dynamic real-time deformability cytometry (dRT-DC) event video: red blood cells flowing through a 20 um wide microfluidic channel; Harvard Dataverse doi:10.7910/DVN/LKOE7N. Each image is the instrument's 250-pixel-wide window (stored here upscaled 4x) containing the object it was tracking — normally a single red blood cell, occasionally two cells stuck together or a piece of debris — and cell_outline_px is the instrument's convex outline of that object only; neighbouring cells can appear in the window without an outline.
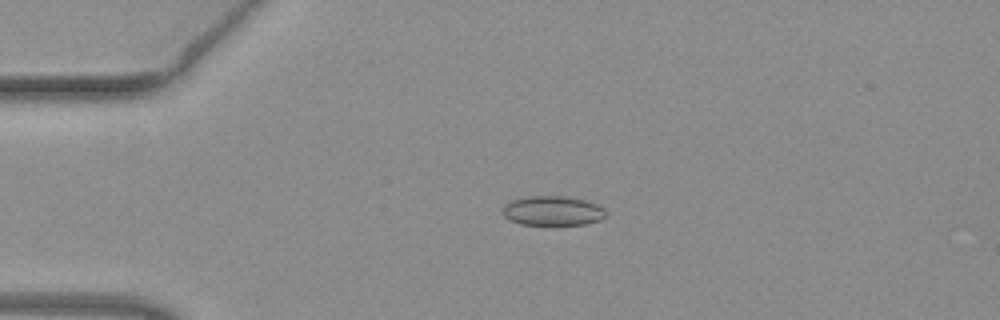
{"species": "common noctule bat (a hibernating species)", "species_latin": "Nyctalus noctula", "temperature_condition": "warm", "stored_images_in_passage": 50, "camera_frame_rate_fps": 3000, "um_per_image_px": 0.085, "animal": {"sex": "female", "body_mass_g": 19.3, "forearm_length_mm": 54.1}, "frame": {"image": 1, "passage_image": 11, "time_ms": 3.333, "image_size_px": [1000, 320], "cell_outline_px": [[608, 212], [600, 220], [584, 224], [520, 224], [508, 220], [500, 212], [504, 204], [512, 200], [524, 196], [568, 196], [584, 200], [596, 204], [604, 208]], "centroid_in_image_um": [46.93, 17.9], "position_along_channel_um": 38.1, "area_um2": 17.92}}
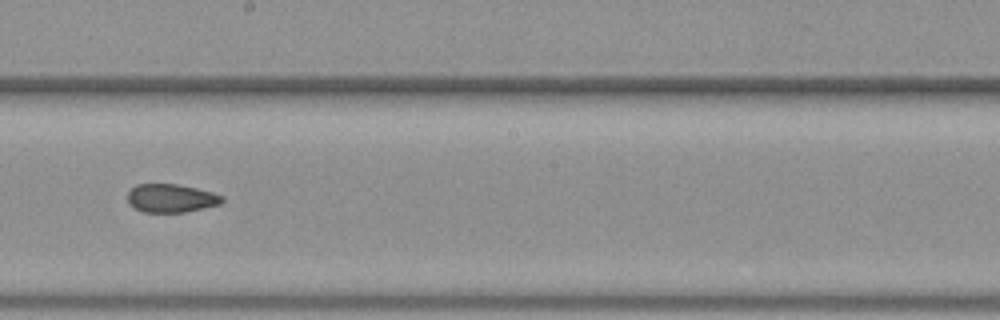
{"frame": {"image": 2, "passage_image": 28, "time_ms": 9.0, "image_size_px": [1000, 320], "cell_outline_px": [[224, 200], [220, 204], [184, 212], [144, 212], [128, 204], [128, 192], [136, 184], [176, 184], [196, 188], [212, 192], [224, 196]], "centroid_in_image_um": [14.54, 16.84], "position_along_channel_um": 233.7, "area_um2": 15.55}}
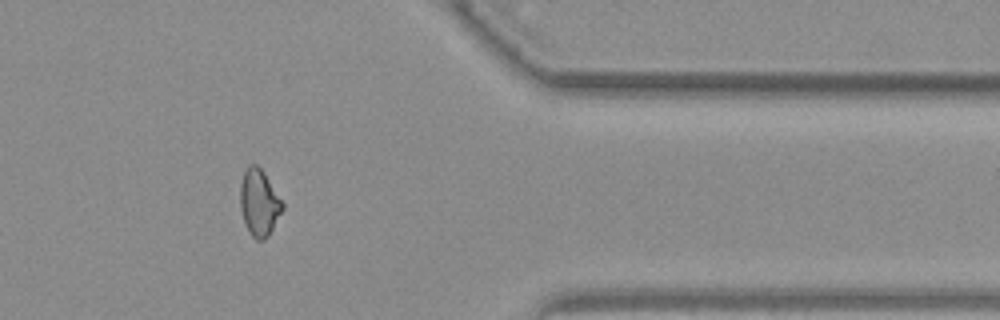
{"frame": {"image": 3, "passage_image": 41, "time_ms": 13.333, "image_size_px": [1000, 320], "cell_outline_px": [[284, 208], [268, 236], [264, 240], [256, 240], [248, 232], [240, 208], [240, 184], [244, 172], [248, 164], [256, 164], [264, 172], [284, 204]], "centroid_in_image_um": [22.02, 17.23], "position_along_channel_um": 389.4, "area_um2": 16.42}, "authors_computed_cell_mechanics": {"area_um2": 16.6175, "velocity_mm_per_s": 4.046, "shape_relaxation_time_tau1_ms": null, "shape_relaxation_time_tau2_ms": 2.5121, "deformation_change_tau1": null, "deformation_change_tau2": 0.0736}}